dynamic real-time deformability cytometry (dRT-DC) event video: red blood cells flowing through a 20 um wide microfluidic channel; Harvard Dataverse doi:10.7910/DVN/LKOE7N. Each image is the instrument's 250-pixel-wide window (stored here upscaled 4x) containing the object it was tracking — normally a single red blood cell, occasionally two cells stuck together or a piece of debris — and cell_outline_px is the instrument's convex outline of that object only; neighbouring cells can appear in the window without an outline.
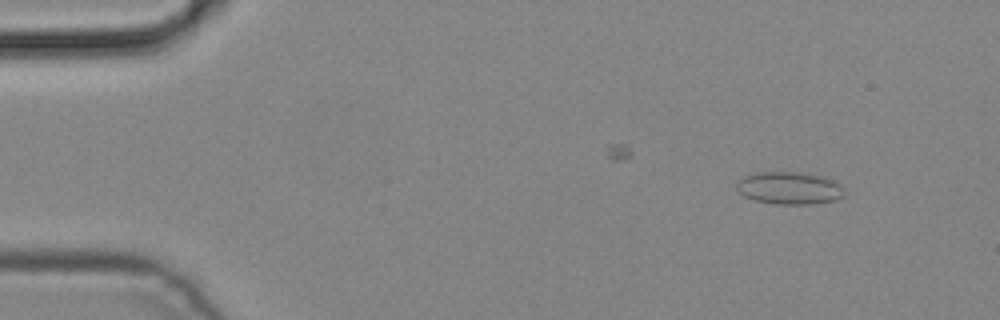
{"species": "common noctule bat (a hibernating species)", "species_latin": "Nyctalus noctula", "temperature_condition": "cold", "stored_images_in_passage": 5, "camera_frame_rate_fps": 3000, "um_per_image_px": 0.085, "animal": {"sex": "male", "body_mass_g": 19.2, "forearm_length_mm": 51.8}, "frame": {"image": 1, "passage_image": 1, "time_ms": 0.0, "image_size_px": [1000, 320], "cell_outline_px": [[844, 196], [836, 200], [812, 204], [772, 204], [756, 200], [744, 196], [736, 188], [736, 184], [740, 176], [756, 172], [800, 172], [820, 176], [832, 180], [840, 184], [844, 188]], "centroid_in_image_um": [67.07, 15.98], "position_along_channel_um": 17.9, "area_um2": 20.58}}
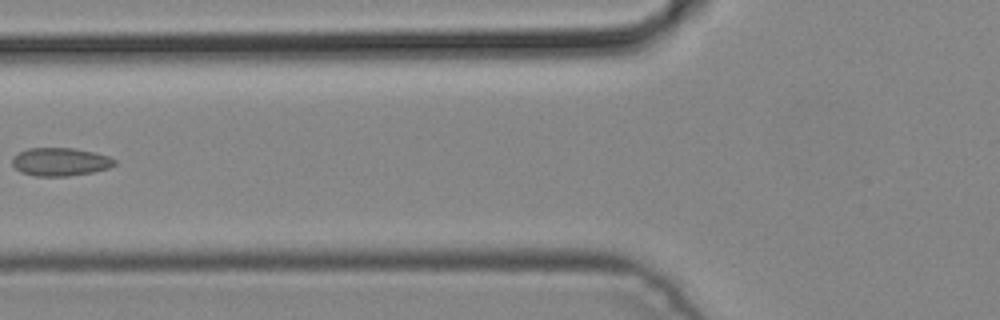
{"frame": {"image": 2, "passage_image": 5, "time_ms": 1.333, "image_size_px": [1000, 320], "cell_outline_px": [[116, 164], [108, 168], [92, 172], [68, 176], [36, 176], [20, 172], [12, 164], [12, 156], [28, 148], [76, 148], [108, 156], [116, 160]], "centroid_in_image_um": [5.1, 13.75], "position_along_channel_um": 120.7, "area_um2": 16.76}}